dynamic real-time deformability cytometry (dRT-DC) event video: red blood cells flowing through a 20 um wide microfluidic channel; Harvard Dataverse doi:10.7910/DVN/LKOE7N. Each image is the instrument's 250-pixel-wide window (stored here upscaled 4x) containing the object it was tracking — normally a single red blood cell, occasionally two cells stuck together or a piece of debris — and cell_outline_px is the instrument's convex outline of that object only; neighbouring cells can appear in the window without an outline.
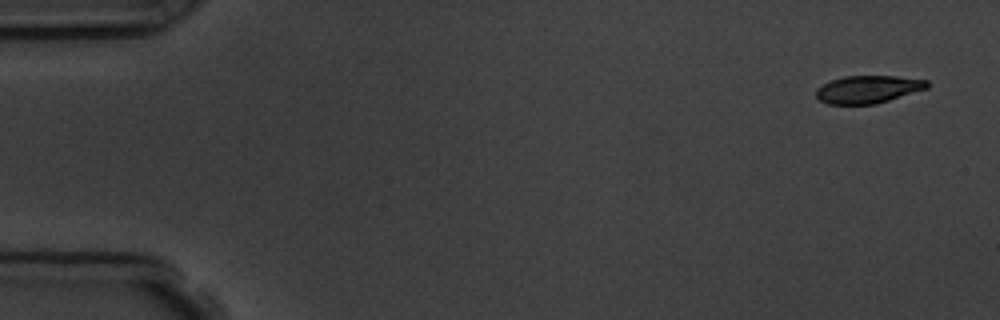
{"species": "common noctule bat (a hibernating species)", "species_latin": "Nyctalus noctula", "temperature_condition": "room temperature", "stored_images_in_passage": 5, "camera_frame_rate_fps": 3000, "um_per_image_px": 0.085, "animal": {"sex": "male", "body_mass_g": 19.5, "forearm_length_mm": 54.6}, "frame": {"image": 1, "passage_image": 1, "time_ms": 0.0, "image_size_px": [1000, 320], "cell_outline_px": [[928, 88], [876, 104], [828, 104], [820, 100], [816, 96], [816, 88], [832, 80], [844, 76], [896, 76], [928, 80]], "centroid_in_image_um": [73.78, 7.59], "position_along_channel_um": 11.2, "area_um2": 17.8}}